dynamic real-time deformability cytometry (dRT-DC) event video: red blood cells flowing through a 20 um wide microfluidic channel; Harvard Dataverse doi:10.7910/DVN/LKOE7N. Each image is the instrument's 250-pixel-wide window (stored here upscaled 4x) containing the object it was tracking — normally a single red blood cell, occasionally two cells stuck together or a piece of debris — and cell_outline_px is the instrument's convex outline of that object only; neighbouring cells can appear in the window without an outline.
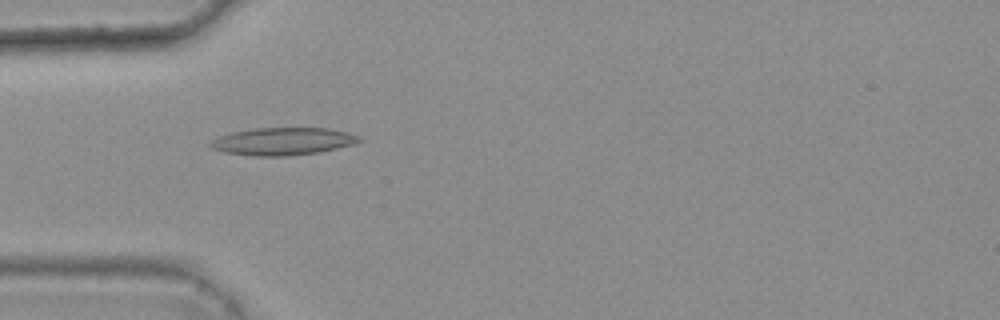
{"species": "common noctule bat (a hibernating species)", "species_latin": "Nyctalus noctula", "temperature_condition": "warm", "stored_images_in_passage": 48, "camera_frame_rate_fps": 3000, "um_per_image_px": 0.085, "animal": {"sex": "female", "body_mass_g": 25.1}, "frame": {"image": 1, "passage_image": 16, "time_ms": 5.0, "image_size_px": [1000, 320], "cell_outline_px": [[364, 140], [356, 144], [320, 152], [288, 156], [256, 156], [224, 152], [212, 148], [208, 144], [212, 140], [220, 136], [232, 132], [252, 128], [328, 128], [360, 136]], "centroid_in_image_um": [24.07, 12.02], "position_along_channel_um": 60.9, "area_um2": 23.93}}
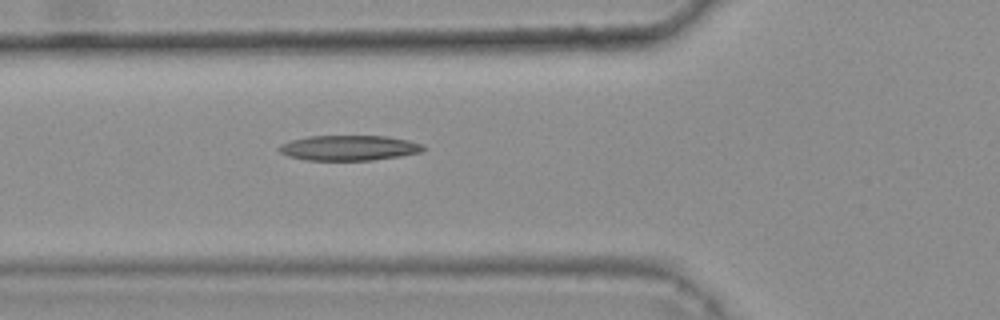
{"frame": {"image": 2, "passage_image": 19, "time_ms": 6.0, "image_size_px": [1000, 320], "cell_outline_px": [[428, 148], [420, 152], [400, 156], [372, 160], [308, 160], [288, 156], [280, 152], [276, 148], [280, 144], [292, 140], [308, 136], [388, 136], [408, 140], [424, 144]], "centroid_in_image_um": [29.68, 12.56], "position_along_channel_um": 96.1, "area_um2": 21.27}}
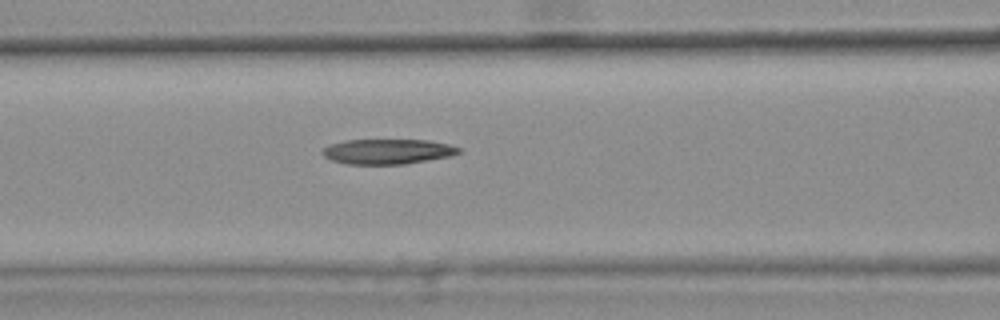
{"frame": {"image": 3, "passage_image": 22, "time_ms": 7.0, "image_size_px": [1000, 320], "cell_outline_px": [[460, 152], [452, 156], [404, 164], [344, 164], [332, 160], [324, 156], [320, 152], [328, 144], [344, 140], [428, 140], [448, 144], [460, 148]], "centroid_in_image_um": [32.91, 12.88], "position_along_channel_um": 133.7, "area_um2": 20.0}}